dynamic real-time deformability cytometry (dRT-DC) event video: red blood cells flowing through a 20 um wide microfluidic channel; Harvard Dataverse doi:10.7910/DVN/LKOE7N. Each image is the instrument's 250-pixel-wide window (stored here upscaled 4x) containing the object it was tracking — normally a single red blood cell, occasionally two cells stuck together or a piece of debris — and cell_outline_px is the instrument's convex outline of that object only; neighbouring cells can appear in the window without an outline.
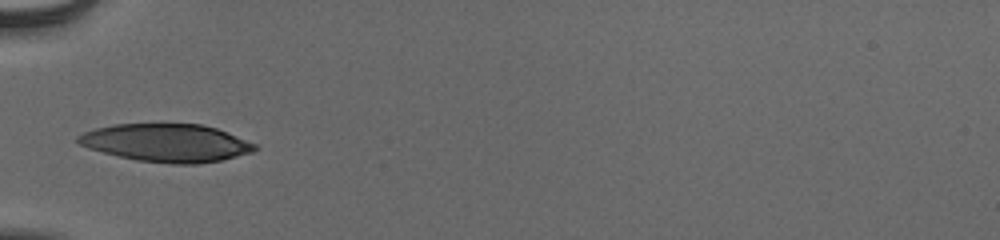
{"species": "human", "species_latin": "Homo sapiens", "temperature_condition": "cold", "stored_images_in_passage": 33, "camera_frame_rate_fps": 3000, "um_per_image_px": 0.085, "donor": {"sex": "male"}, "frame": {"image": 1, "passage_image": 1, "time_ms": 0.0, "image_size_px": [1000, 240], "cell_outline_px": [[260, 148], [252, 152], [220, 160], [196, 164], [172, 164], [136, 160], [88, 148], [80, 144], [76, 140], [76, 136], [84, 132], [96, 128], [112, 124], [200, 124], [216, 128], [256, 144]], "centroid_in_image_um": [14.14, 12.14], "position_along_channel_um": 70.9, "area_um2": 38.84}}
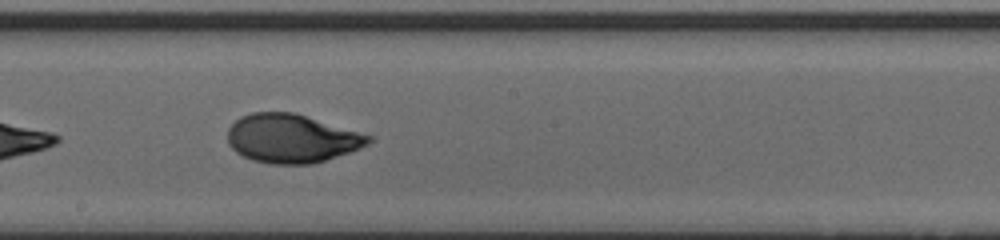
{"frame": {"image": 2, "passage_image": 13, "time_ms": 4.0, "image_size_px": [1000, 240], "cell_outline_px": [[372, 140], [368, 144], [360, 148], [312, 164], [272, 164], [252, 160], [236, 152], [228, 144], [228, 128], [240, 116], [252, 112], [296, 112], [372, 136]], "centroid_in_image_um": [24.77, 11.76], "position_along_channel_um": 223.4, "area_um2": 39.88}}
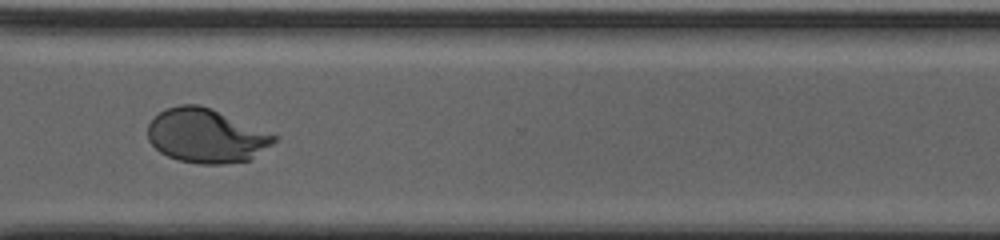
{"frame": {"image": 3, "passage_image": 23, "time_ms": 7.333, "image_size_px": [1000, 240], "cell_outline_px": [[276, 140], [272, 144], [248, 160], [224, 164], [200, 164], [180, 160], [168, 156], [160, 152], [148, 140], [148, 124], [160, 112], [168, 108], [180, 104], [200, 104], [276, 136]], "centroid_in_image_um": [17.47, 11.55], "position_along_channel_um": 353.1, "area_um2": 38.96}, "authors_computed_cell_mechanics": {"area_um2": 39.8242, "velocity_mm_per_s": 3.8764, "shape_relaxation_time_tau1_ms": 4.9583, "shape_relaxation_time_tau2_ms": null, "deformation_change_tau1": 0.2309, "deformation_change_tau2": null}}